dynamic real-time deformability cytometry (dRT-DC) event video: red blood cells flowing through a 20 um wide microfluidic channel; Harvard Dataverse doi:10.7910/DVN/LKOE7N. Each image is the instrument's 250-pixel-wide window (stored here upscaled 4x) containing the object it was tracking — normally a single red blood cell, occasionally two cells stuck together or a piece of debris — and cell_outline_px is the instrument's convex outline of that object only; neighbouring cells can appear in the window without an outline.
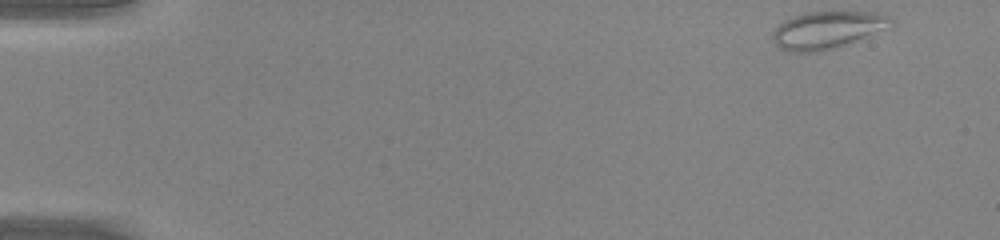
{"species": "common noctule bat (a hibernating species)", "species_latin": "Nyctalus noctula", "temperature_condition": "warm", "stored_images_in_passage": 5, "camera_frame_rate_fps": 3000, "um_per_image_px": 0.085, "animal": {"sex": "male", "body_mass_g": 20.0, "forearm_length_mm": 53.3}, "frame": {"image": 1, "passage_image": 1, "time_ms": 0.0, "image_size_px": [1000, 240], "cell_outline_px": [[892, 20], [884, 28], [832, 48], [816, 52], [788, 52], [780, 48], [772, 40], [772, 32], [784, 20], [792, 16], [804, 12], [876, 12], [888, 16]], "centroid_in_image_um": [70.18, 2.53], "position_along_channel_um": 14.8, "area_um2": 24.91}}